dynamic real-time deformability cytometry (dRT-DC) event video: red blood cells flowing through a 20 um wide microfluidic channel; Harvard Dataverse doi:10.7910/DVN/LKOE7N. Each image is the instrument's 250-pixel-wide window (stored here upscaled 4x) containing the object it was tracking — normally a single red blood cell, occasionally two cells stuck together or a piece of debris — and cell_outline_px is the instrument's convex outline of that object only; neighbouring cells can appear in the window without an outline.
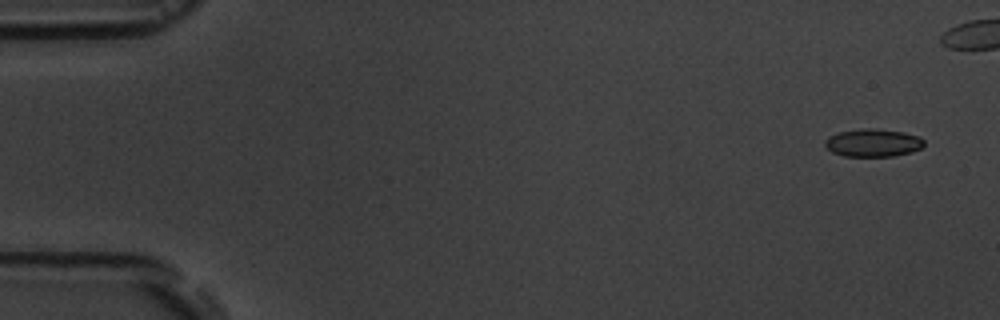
{"species": "common noctule bat (a hibernating species)", "species_latin": "Nyctalus noctula", "temperature_condition": "room temperature", "stored_images_in_passage": 45, "camera_frame_rate_fps": 3000, "um_per_image_px": 0.085, "animal": {"sex": "male", "body_mass_g": 19.5, "forearm_length_mm": 54.6}, "frame": {"image": 1, "passage_image": 1, "time_ms": 0.0, "image_size_px": [1000, 320], "cell_outline_px": [[924, 144], [920, 148], [912, 152], [892, 156], [844, 156], [832, 152], [824, 144], [824, 140], [828, 136], [840, 132], [864, 128], [872, 128], [904, 132], [920, 136], [924, 140]], "centroid_in_image_um": [74.21, 12.13], "position_along_channel_um": 10.8, "area_um2": 16.07}}
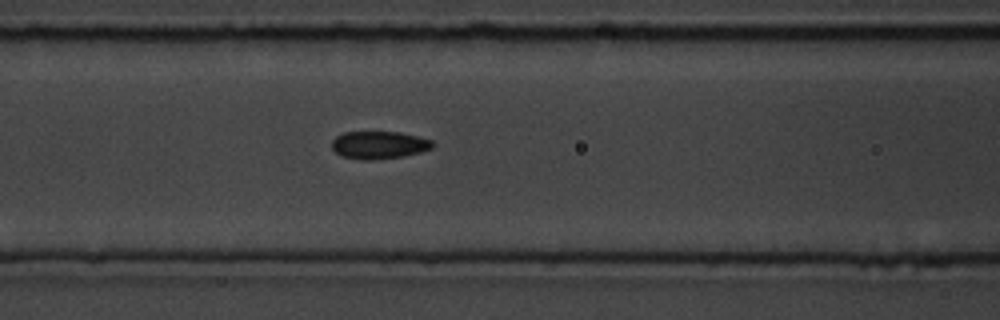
{"frame": {"image": 2, "passage_image": 22, "time_ms": 7.0, "image_size_px": [1000, 320], "cell_outline_px": [[436, 144], [432, 148], [420, 152], [404, 156], [372, 160], [360, 160], [340, 156], [332, 148], [332, 140], [336, 136], [344, 132], [400, 132], [432, 140]], "centroid_in_image_um": [32.21, 12.33], "position_along_channel_um": 134.4, "area_um2": 16.36}}
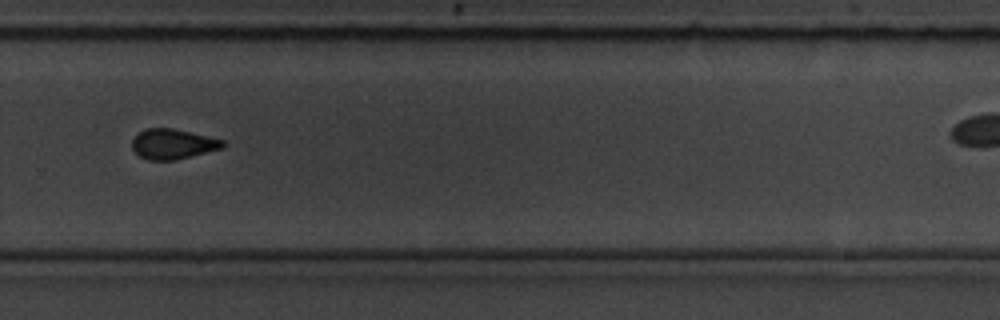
{"frame": {"image": 3, "passage_image": 37, "time_ms": 12.0, "image_size_px": [1000, 320], "cell_outline_px": [[224, 148], [176, 160], [148, 160], [140, 156], [132, 148], [132, 140], [144, 128], [172, 128], [224, 140]], "centroid_in_image_um": [14.69, 12.25], "position_along_channel_um": 315.1, "area_um2": 15.84}}